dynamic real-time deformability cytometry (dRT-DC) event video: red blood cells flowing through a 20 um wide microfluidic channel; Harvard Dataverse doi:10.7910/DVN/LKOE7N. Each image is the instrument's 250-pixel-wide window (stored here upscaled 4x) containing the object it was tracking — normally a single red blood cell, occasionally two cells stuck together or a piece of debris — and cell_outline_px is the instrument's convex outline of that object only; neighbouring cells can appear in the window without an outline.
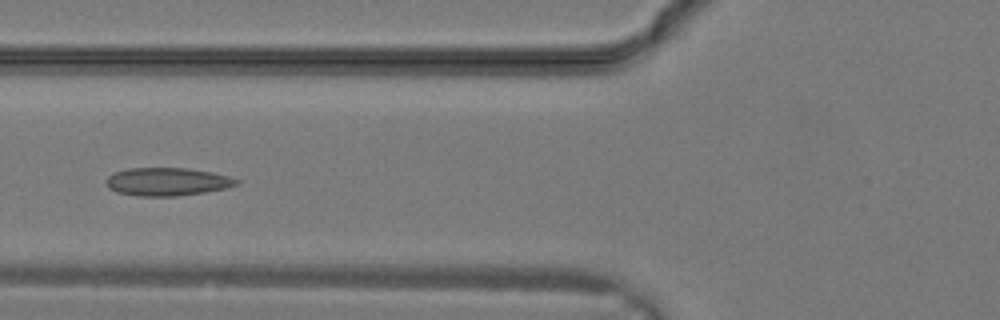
{"species": "common noctule bat (a hibernating species)", "species_latin": "Nyctalus noctula", "temperature_condition": "warm", "stored_images_in_passage": 30, "camera_frame_rate_fps": 3000, "um_per_image_px": 0.085, "animal": {"sex": "male", "body_mass_g": 19.2, "forearm_length_mm": 51.8}, "frame": {"image": 1, "passage_image": 12, "time_ms": 3.667, "image_size_px": [1000, 320], "cell_outline_px": [[240, 184], [224, 188], [204, 192], [176, 196], [136, 196], [116, 192], [108, 188], [108, 176], [112, 172], [128, 168], [188, 168], [212, 172], [228, 176], [240, 180]], "centroid_in_image_um": [14.21, 15.44], "position_along_channel_um": 111.6, "area_um2": 21.33}}
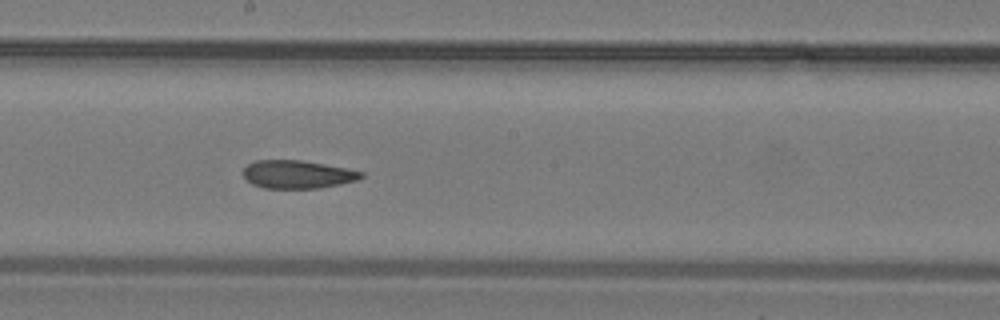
{"frame": {"image": 2, "passage_image": 17, "time_ms": 5.333, "image_size_px": [1000, 320], "cell_outline_px": [[364, 176], [356, 180], [340, 184], [320, 188], [264, 188], [252, 184], [240, 172], [248, 164], [256, 160], [300, 160], [324, 164], [364, 172]], "centroid_in_image_um": [25.25, 14.82], "position_along_channel_um": 222.9, "area_um2": 19.25}}
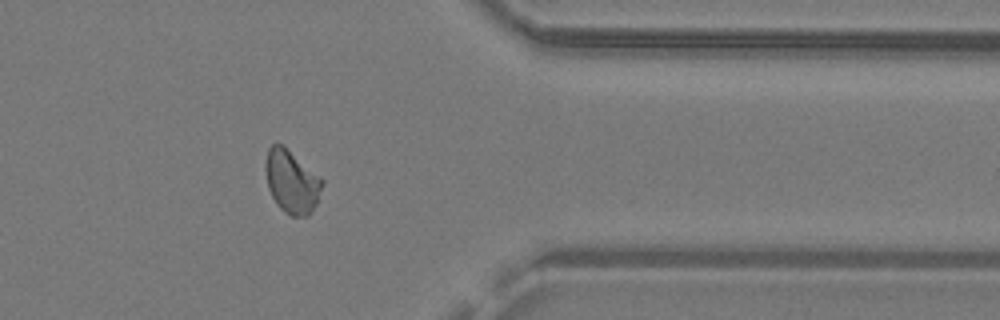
{"frame": {"image": 3, "passage_image": 25, "time_ms": 8.0, "image_size_px": [1000, 320], "cell_outline_px": [[324, 184], [316, 204], [312, 212], [308, 216], [292, 216], [284, 212], [276, 204], [268, 188], [264, 168], [264, 164], [268, 148], [272, 144], [284, 144], [324, 180]], "centroid_in_image_um": [24.79, 15.42], "position_along_channel_um": 386.6, "area_um2": 21.21}}